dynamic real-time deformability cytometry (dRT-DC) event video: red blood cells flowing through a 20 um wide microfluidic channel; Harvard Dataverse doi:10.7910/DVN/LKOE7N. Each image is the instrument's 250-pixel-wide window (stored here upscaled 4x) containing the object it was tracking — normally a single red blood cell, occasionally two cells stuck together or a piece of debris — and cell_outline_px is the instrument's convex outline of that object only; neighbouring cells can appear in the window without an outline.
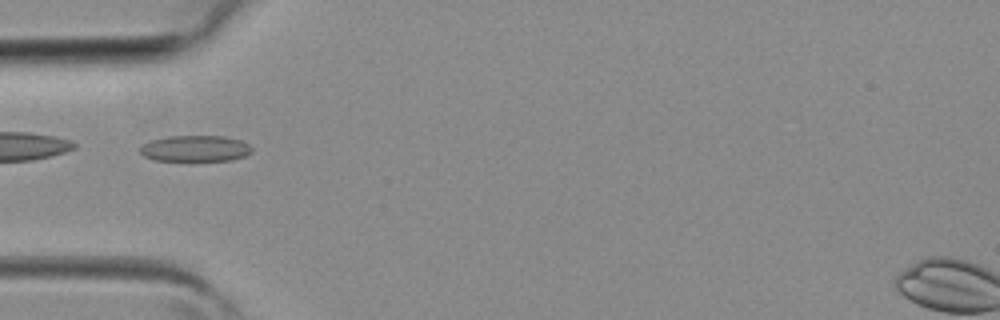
{"species": "common noctule bat (a hibernating species)", "species_latin": "Nyctalus noctula", "temperature_condition": "room temperature", "stored_images_in_passage": 4, "camera_frame_rate_fps": 3000, "um_per_image_px": 0.085, "animal": {"sex": "female", "body_mass_g": 19.3, "forearm_length_mm": 54.1}, "frame": {"image": 1, "passage_image": 3, "time_ms": 0.667, "image_size_px": [1000, 320], "cell_outline_px": [[252, 152], [244, 156], [232, 160], [156, 160], [144, 156], [140, 152], [140, 148], [144, 144], [152, 140], [168, 136], [224, 136], [240, 140], [248, 144], [252, 148]], "centroid_in_image_um": [16.62, 12.61], "position_along_channel_um": 68.4, "area_um2": 16.82}}
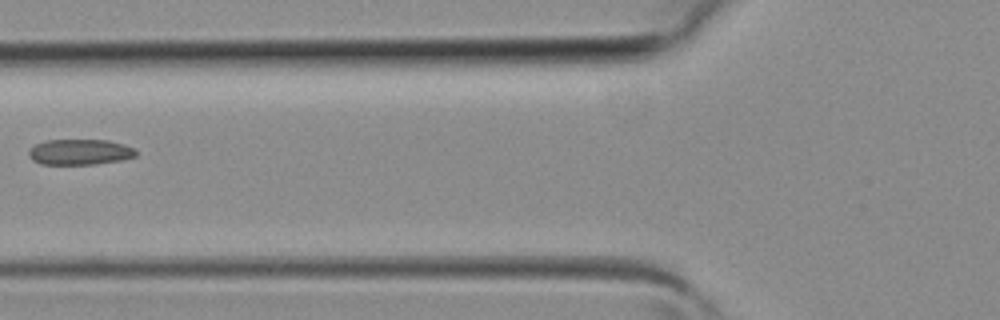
{"frame": {"image": 2, "passage_image": 4, "time_ms": 1.0, "image_size_px": [1000, 320], "cell_outline_px": [[136, 156], [124, 160], [96, 164], [40, 164], [32, 160], [28, 156], [28, 148], [44, 140], [108, 140], [124, 144], [136, 148]], "centroid_in_image_um": [6.79, 12.92], "position_along_channel_um": 119.0, "area_um2": 16.3}}